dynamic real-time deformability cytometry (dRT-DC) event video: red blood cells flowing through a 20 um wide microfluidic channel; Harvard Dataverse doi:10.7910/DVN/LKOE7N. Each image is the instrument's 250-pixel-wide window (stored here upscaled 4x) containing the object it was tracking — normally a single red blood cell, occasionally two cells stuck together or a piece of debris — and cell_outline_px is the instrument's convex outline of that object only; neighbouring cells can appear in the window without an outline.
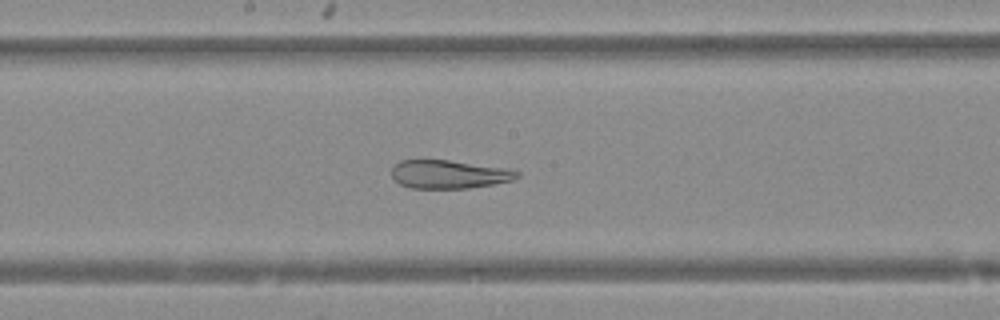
{"species": "Egyptian fruit bat (a non-hibernating species)", "species_latin": "Rousettus aegyptiacus", "temperature_condition": "warm", "stored_images_in_passage": 49, "camera_frame_rate_fps": 3000, "um_per_image_px": 0.085, "animal": {"sex": "female"}, "frame": {"image": 1, "passage_image": 26, "time_ms": 8.333, "image_size_px": [1000, 320], "cell_outline_px": [[520, 176], [512, 180], [492, 184], [468, 188], [412, 188], [400, 184], [392, 176], [392, 168], [400, 160], [448, 160], [500, 168], [520, 172]], "centroid_in_image_um": [38.12, 14.82], "position_along_channel_um": 210.1, "area_um2": 20.29}}
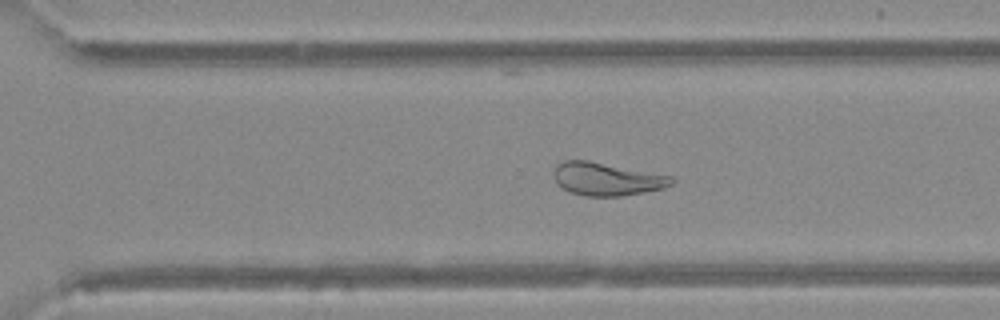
{"frame": {"image": 2, "passage_image": 34, "time_ms": 11.0, "image_size_px": [1000, 320], "cell_outline_px": [[676, 180], [672, 184], [664, 188], [644, 192], [620, 196], [584, 196], [572, 192], [556, 184], [556, 164], [564, 160], [588, 160], [672, 176]], "centroid_in_image_um": [51.61, 15.21], "position_along_channel_um": 319.0, "area_um2": 22.43}}
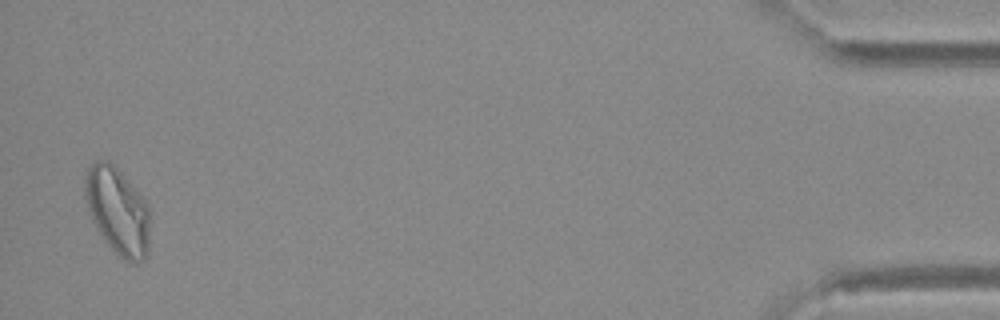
{"frame": {"image": 3, "passage_image": 48, "time_ms": 15.667, "image_size_px": [1000, 320], "cell_outline_px": [[148, 256], [144, 260], [132, 264], [120, 260], [116, 256], [104, 240], [92, 220], [84, 196], [84, 176], [88, 168], [96, 160], [108, 160], [120, 172], [148, 204]], "centroid_in_image_um": [9.97, 17.98], "position_along_channel_um": 425.2, "area_um2": 33.06}}